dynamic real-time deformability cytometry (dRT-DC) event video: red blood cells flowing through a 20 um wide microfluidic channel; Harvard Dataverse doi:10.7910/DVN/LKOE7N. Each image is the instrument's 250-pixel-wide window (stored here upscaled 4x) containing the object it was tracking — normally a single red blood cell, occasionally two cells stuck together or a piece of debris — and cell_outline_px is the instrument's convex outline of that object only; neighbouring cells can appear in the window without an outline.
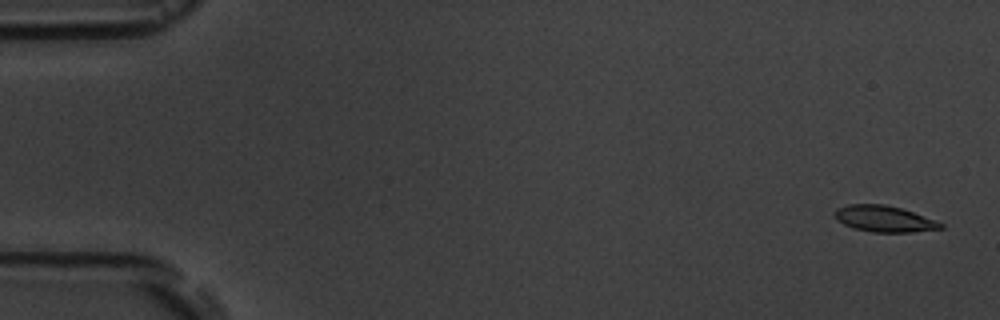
{"species": "common noctule bat (a hibernating species)", "species_latin": "Nyctalus noctula", "temperature_condition": "room temperature", "stored_images_in_passage": 7, "camera_frame_rate_fps": 3000, "um_per_image_px": 0.085, "animal": {"sex": "male", "body_mass_g": 19.5, "forearm_length_mm": 54.6}, "frame": {"image": 1, "passage_image": 1, "time_ms": 0.0, "image_size_px": [1000, 320], "cell_outline_px": [[944, 228], [912, 232], [872, 232], [852, 228], [836, 220], [832, 212], [836, 208], [848, 204], [884, 204], [900, 208], [912, 212], [944, 224]], "centroid_in_image_um": [75.08, 18.6], "position_along_channel_um": 9.9, "area_um2": 16.18}}
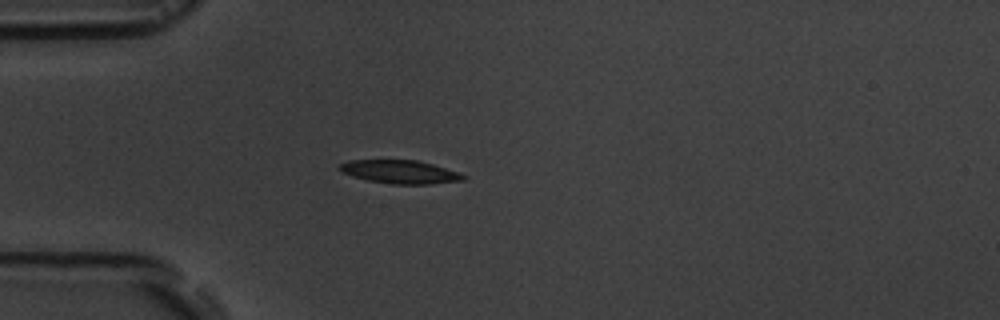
{"frame": {"image": 2, "passage_image": 5, "time_ms": 4.667, "image_size_px": [1000, 320], "cell_outline_px": [[468, 176], [464, 180], [432, 184], [392, 184], [368, 180], [352, 176], [340, 172], [336, 168], [340, 164], [348, 160], [416, 160], [432, 164], [460, 172]], "centroid_in_image_um": [34.0, 14.61], "position_along_channel_um": 51.0, "area_um2": 16.99}}
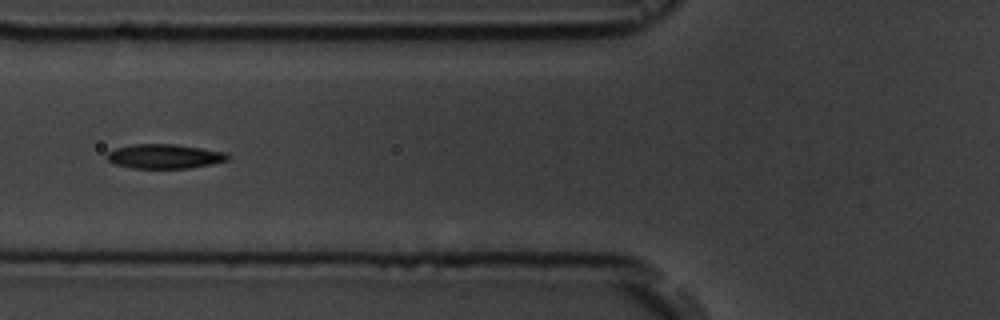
{"frame": {"image": 3, "passage_image": 7, "time_ms": 6.667, "image_size_px": [1000, 320], "cell_outline_px": [[228, 160], [212, 164], [188, 168], [132, 168], [112, 164], [104, 156], [108, 152], [116, 148], [132, 144], [176, 144], [224, 152], [228, 156]], "centroid_in_image_um": [13.91, 13.29], "position_along_channel_um": 111.9, "area_um2": 17.17}}